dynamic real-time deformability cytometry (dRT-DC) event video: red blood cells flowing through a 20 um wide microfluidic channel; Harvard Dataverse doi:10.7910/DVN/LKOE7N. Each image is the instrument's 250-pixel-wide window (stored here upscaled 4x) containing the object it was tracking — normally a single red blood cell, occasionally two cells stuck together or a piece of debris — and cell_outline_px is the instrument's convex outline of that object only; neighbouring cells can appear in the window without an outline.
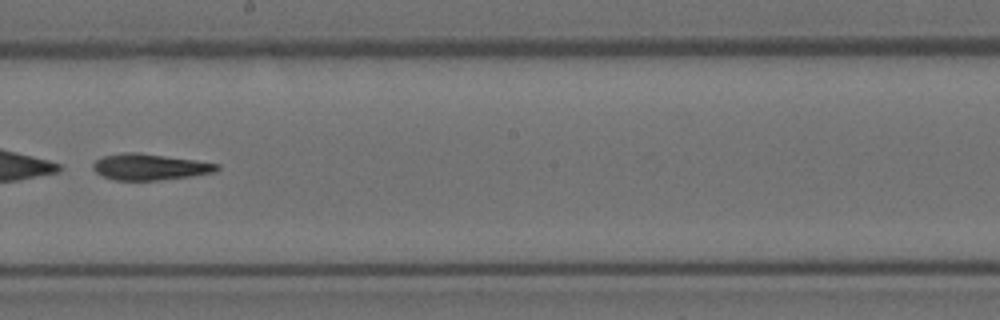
{"species": "Egyptian fruit bat (a non-hibernating species)", "species_latin": "Rousettus aegyptiacus", "temperature_condition": "room temperature", "stored_images_in_passage": 43, "camera_frame_rate_fps": 3000, "um_per_image_px": 0.085, "animal": {"sex": "female"}, "frame": {"image": 1, "passage_image": 25, "time_ms": 8.0, "image_size_px": [1000, 320], "cell_outline_px": [[220, 168], [216, 172], [188, 176], [156, 180], [116, 180], [104, 176], [96, 172], [92, 168], [92, 164], [96, 160], [104, 156], [124, 152], [136, 152], [196, 160], [220, 164]], "centroid_in_image_um": [12.74, 14.18], "position_along_channel_um": 235.5, "area_um2": 18.73}}